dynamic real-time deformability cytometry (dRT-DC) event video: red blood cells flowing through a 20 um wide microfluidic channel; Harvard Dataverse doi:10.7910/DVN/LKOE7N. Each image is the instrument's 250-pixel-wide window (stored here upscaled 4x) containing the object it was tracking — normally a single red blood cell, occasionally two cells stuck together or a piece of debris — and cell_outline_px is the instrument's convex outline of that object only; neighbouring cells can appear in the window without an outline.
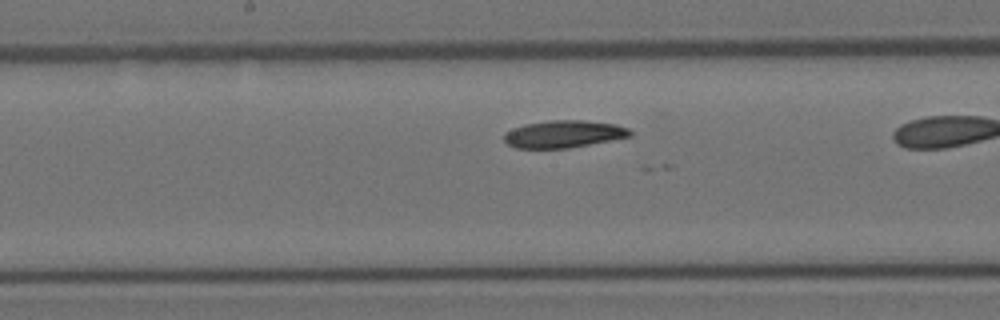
{"species": "Egyptian fruit bat (a non-hibernating species)", "species_latin": "Rousettus aegyptiacus", "temperature_condition": "room temperature", "stored_images_in_passage": 17, "camera_frame_rate_fps": 3000, "um_per_image_px": 0.085, "animal": {"sex": "female"}, "frame": {"image": 1, "passage_image": 12, "time_ms": 3.667, "image_size_px": [1000, 320], "cell_outline_px": [[632, 136], [568, 148], [516, 148], [508, 144], [504, 140], [504, 132], [512, 128], [524, 124], [548, 120], [584, 120], [616, 124], [628, 128], [632, 132]], "centroid_in_image_um": [47.9, 11.38], "position_along_channel_um": 200.3, "area_um2": 20.11}}
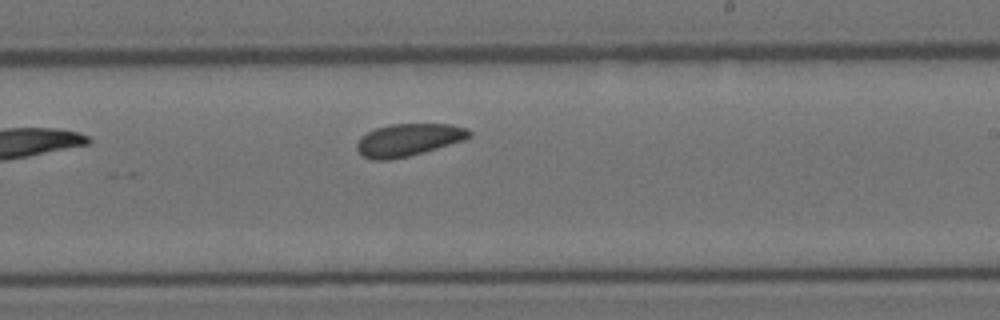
{"frame": {"image": 2, "passage_image": 17, "time_ms": 5.333, "image_size_px": [1000, 320], "cell_outline_px": [[472, 136], [464, 140], [424, 152], [408, 156], [388, 160], [372, 160], [360, 156], [356, 148], [356, 144], [360, 136], [376, 128], [392, 124], [452, 124], [468, 128], [472, 132]], "centroid_in_image_um": [34.71, 11.89], "position_along_channel_um": 254.3, "area_um2": 21.44}}